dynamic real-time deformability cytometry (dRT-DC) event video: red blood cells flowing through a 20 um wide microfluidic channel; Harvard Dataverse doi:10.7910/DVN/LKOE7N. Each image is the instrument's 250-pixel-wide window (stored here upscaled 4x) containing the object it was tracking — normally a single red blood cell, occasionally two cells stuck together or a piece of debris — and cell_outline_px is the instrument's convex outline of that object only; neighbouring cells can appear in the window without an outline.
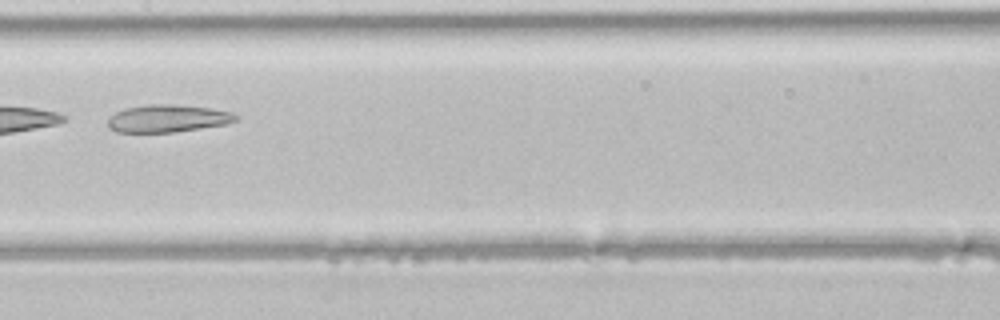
{"species": "common noctule bat (a hibernating species)", "species_latin": "Nyctalus noctula", "temperature_condition": "room temperature", "stored_images_in_passage": 39, "camera_frame_rate_fps": 3000, "um_per_image_px": 0.085, "animal": {"sex": "male", "body_mass_g": 21.5, "forearm_length_mm": 52.0}, "frame": {"image": 1, "passage_image": 17, "time_ms": 5.333, "image_size_px": [1000, 320], "cell_outline_px": [[240, 116], [236, 120], [224, 124], [176, 132], [116, 132], [108, 128], [108, 116], [124, 108], [148, 104], [176, 104], [212, 108], [232, 112]], "centroid_in_image_um": [14.23, 10.06], "position_along_channel_um": 193.2, "area_um2": 20.69}}